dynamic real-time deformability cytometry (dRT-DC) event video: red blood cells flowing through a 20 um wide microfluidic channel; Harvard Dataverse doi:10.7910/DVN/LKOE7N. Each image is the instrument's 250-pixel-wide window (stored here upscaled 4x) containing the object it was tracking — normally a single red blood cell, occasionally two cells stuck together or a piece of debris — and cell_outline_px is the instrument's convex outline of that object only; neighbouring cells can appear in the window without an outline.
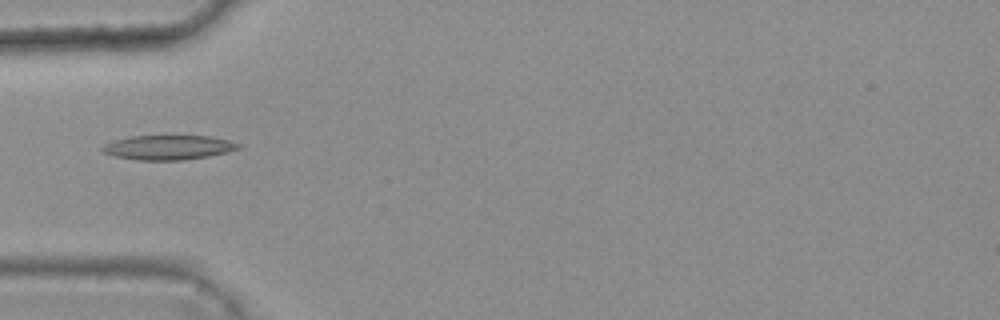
{"species": "common noctule bat (a hibernating species)", "species_latin": "Nyctalus noctula", "temperature_condition": "warm", "stored_images_in_passage": 7, "camera_frame_rate_fps": 3000, "um_per_image_px": 0.085, "animal": {"sex": "female", "body_mass_g": 25.1}, "frame": {"image": 1, "passage_image": 4, "time_ms": 1.0, "image_size_px": [1000, 320], "cell_outline_px": [[240, 148], [228, 152], [208, 156], [184, 160], [136, 160], [112, 156], [104, 152], [100, 148], [104, 144], [116, 140], [132, 136], [212, 136], [228, 140], [240, 144]], "centroid_in_image_um": [14.3, 12.54], "position_along_channel_um": 70.7, "area_um2": 19.42}}
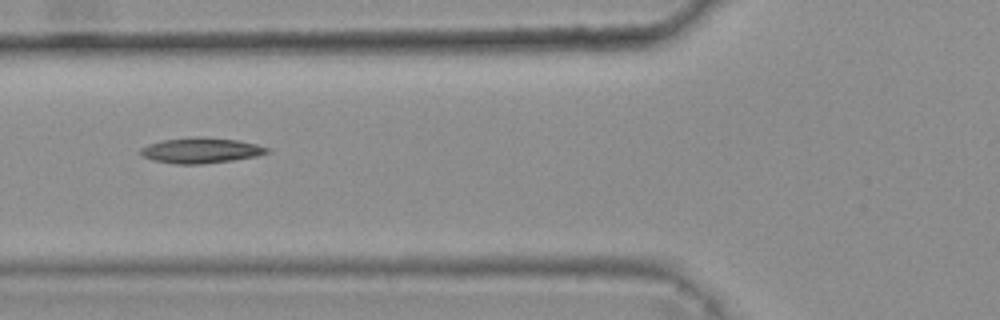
{"frame": {"image": 2, "passage_image": 5, "time_ms": 1.333, "image_size_px": [1000, 320], "cell_outline_px": [[272, 152], [256, 156], [232, 160], [200, 164], [176, 164], [156, 160], [144, 156], [140, 152], [140, 148], [148, 144], [160, 140], [192, 136], [204, 136], [236, 140], [256, 144], [272, 148]], "centroid_in_image_um": [17.12, 12.76], "position_along_channel_um": 108.7, "area_um2": 18.9}}
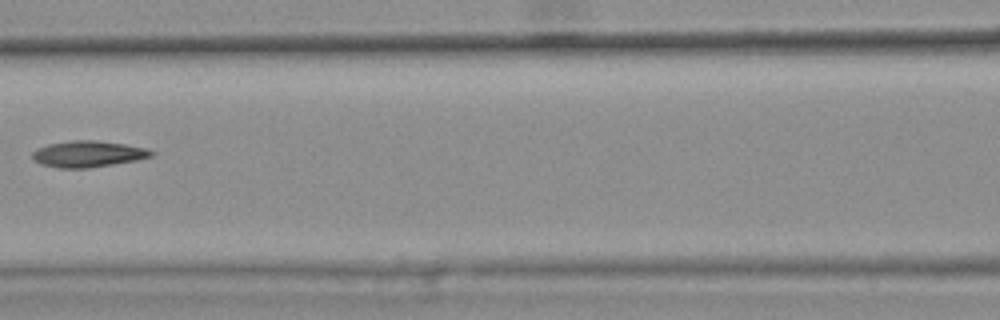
{"frame": {"image": 3, "passage_image": 6, "time_ms": 1.667, "image_size_px": [1000, 320], "cell_outline_px": [[156, 152], [152, 156], [136, 160], [88, 168], [60, 168], [40, 164], [32, 160], [32, 152], [36, 148], [48, 144], [72, 140], [96, 140], [124, 144], [148, 148]], "centroid_in_image_um": [7.46, 13.08], "position_along_channel_um": 159.1, "area_um2": 18.32}}